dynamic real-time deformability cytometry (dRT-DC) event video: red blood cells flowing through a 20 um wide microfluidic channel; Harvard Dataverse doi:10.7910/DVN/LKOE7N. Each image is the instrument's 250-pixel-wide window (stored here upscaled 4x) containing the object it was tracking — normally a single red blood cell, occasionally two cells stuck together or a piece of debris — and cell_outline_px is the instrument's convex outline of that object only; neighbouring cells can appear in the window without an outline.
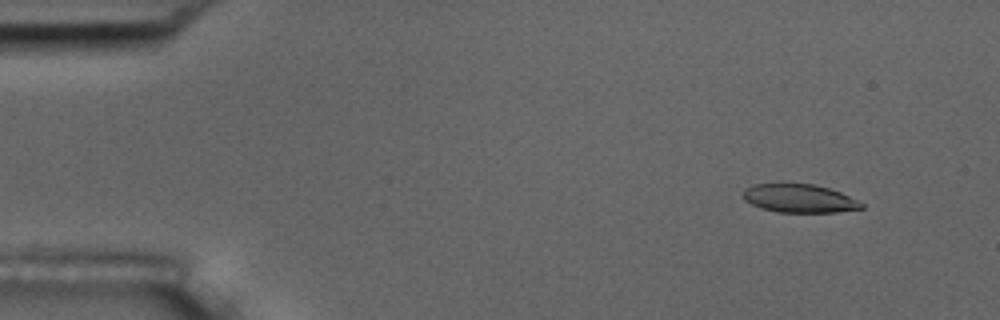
{"species": "common noctule bat (a hibernating species)", "species_latin": "Nyctalus noctula", "temperature_condition": "room temperature", "stored_images_in_passage": 4, "camera_frame_rate_fps": 3000, "um_per_image_px": 0.085, "animal": {"sex": "male", "body_mass_g": 17.5, "forearm_length_mm": 52.3}, "frame": {"image": 1, "passage_image": 1, "time_ms": 0.0, "image_size_px": [1000, 320], "cell_outline_px": [[864, 208], [836, 212], [776, 212], [760, 208], [744, 200], [744, 188], [752, 184], [812, 184], [828, 188], [840, 192], [864, 204]], "centroid_in_image_um": [67.92, 16.87], "position_along_channel_um": 17.1, "area_um2": 19.42}}
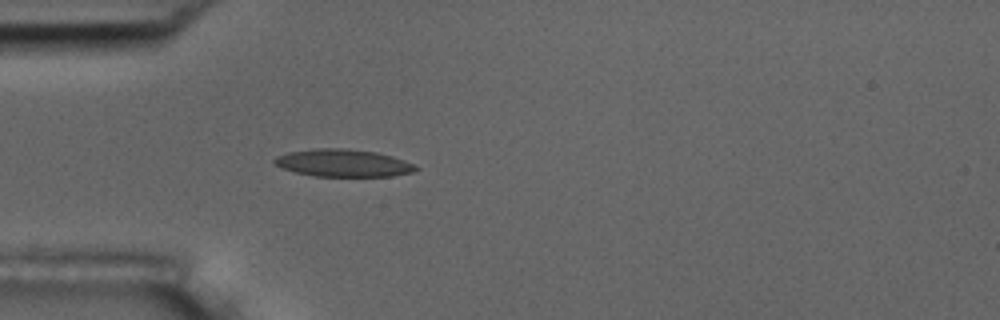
{"frame": {"image": 2, "passage_image": 4, "time_ms": 3.667, "image_size_px": [1000, 320], "cell_outline_px": [[420, 168], [412, 172], [392, 176], [316, 176], [296, 172], [272, 164], [272, 160], [276, 156], [288, 152], [316, 148], [340, 148], [376, 152], [392, 156], [416, 164]], "centroid_in_image_um": [29.17, 13.85], "position_along_channel_um": 55.8, "area_um2": 22.6}}